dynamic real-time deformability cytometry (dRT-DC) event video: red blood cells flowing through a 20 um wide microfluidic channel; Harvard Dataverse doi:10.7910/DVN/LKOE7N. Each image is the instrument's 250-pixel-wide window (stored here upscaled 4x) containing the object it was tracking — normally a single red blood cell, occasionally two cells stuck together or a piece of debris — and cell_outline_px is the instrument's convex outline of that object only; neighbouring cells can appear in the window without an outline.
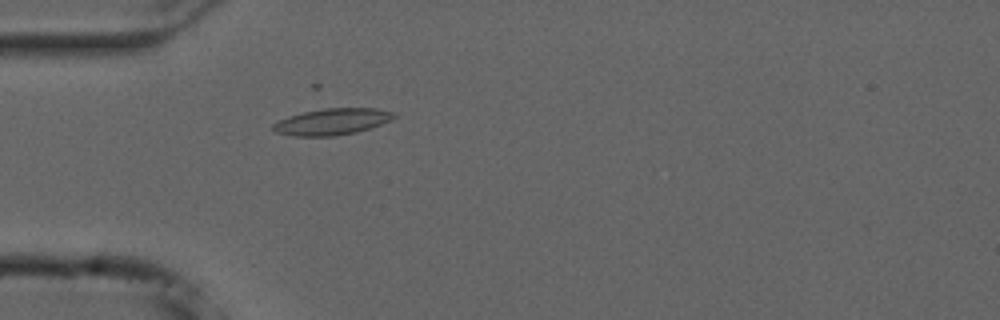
{"species": "common noctule bat (a hibernating species)", "species_latin": "Nyctalus noctula", "temperature_condition": "cold", "stored_images_in_passage": 55, "camera_frame_rate_fps": 3000, "um_per_image_px": 0.085, "animal": {"sex": "male", "forearm_length_mm": 52.5}, "frame": {"image": 1, "passage_image": 16, "time_ms": 5.0, "image_size_px": [1000, 320], "cell_outline_px": [[396, 116], [392, 120], [356, 132], [332, 136], [292, 136], [276, 132], [272, 128], [272, 124], [288, 116], [304, 112], [324, 108], [376, 108], [396, 112]], "centroid_in_image_um": [28.24, 10.33], "position_along_channel_um": 56.8, "area_um2": 18.55}}
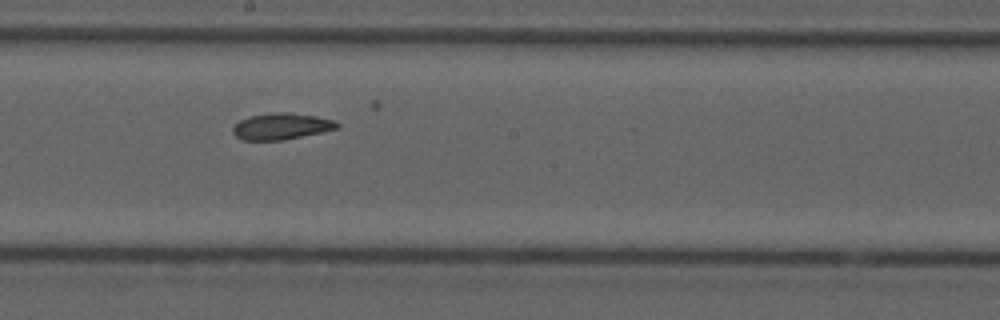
{"frame": {"image": 2, "passage_image": 30, "time_ms": 9.667, "image_size_px": [1000, 320], "cell_outline_px": [[340, 128], [284, 140], [240, 140], [232, 132], [232, 128], [240, 120], [248, 116], [276, 112], [288, 112], [316, 116], [336, 120], [340, 124]], "centroid_in_image_um": [23.93, 10.73], "position_along_channel_um": 224.3, "area_um2": 16.18}}
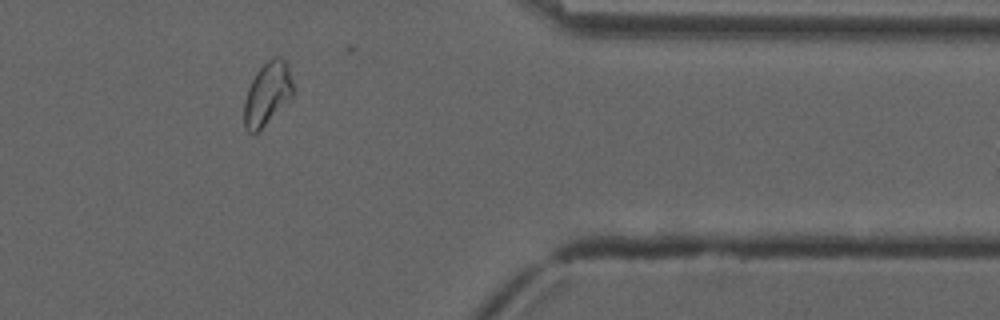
{"frame": {"image": 3, "passage_image": 45, "time_ms": 14.667, "image_size_px": [1000, 320], "cell_outline_px": [[292, 96], [260, 132], [248, 132], [244, 128], [244, 100], [248, 88], [256, 72], [268, 60], [276, 56], [280, 56], [288, 64], [292, 84]], "centroid_in_image_um": [22.7, 7.99], "position_along_channel_um": 388.7, "area_um2": 17.92}}